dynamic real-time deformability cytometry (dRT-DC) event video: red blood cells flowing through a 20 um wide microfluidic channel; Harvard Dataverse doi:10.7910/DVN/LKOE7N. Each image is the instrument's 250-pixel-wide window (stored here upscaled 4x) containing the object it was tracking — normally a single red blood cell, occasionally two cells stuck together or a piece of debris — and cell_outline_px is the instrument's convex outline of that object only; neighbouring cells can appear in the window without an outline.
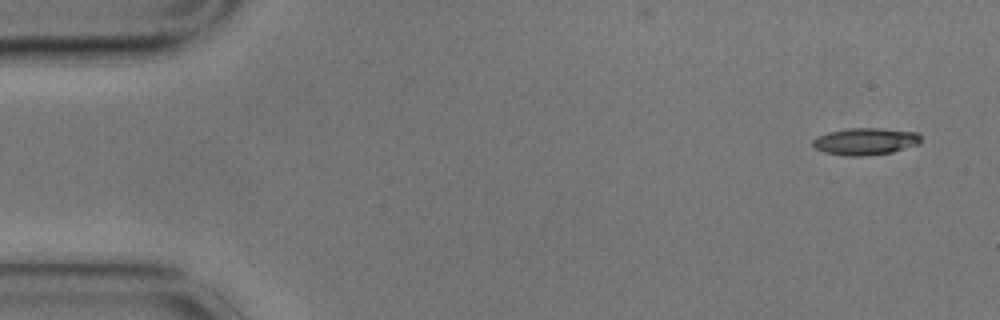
{"species": "common noctule bat (a hibernating species)", "species_latin": "Nyctalus noctula", "temperature_condition": "cold", "stored_images_in_passage": 5, "camera_frame_rate_fps": 3000, "um_per_image_px": 0.085, "animal": {"sex": "male", "body_mass_g": 17.9}, "frame": {"image": 1, "passage_image": 1, "time_ms": 0.0, "image_size_px": [1000, 320], "cell_outline_px": [[920, 140], [916, 144], [892, 152], [860, 156], [844, 156], [824, 152], [816, 148], [812, 144], [812, 140], [816, 136], [828, 132], [848, 128], [880, 128], [916, 132], [920, 136]], "centroid_in_image_um": [73.49, 12.01], "position_along_channel_um": 11.5, "area_um2": 16.88}}